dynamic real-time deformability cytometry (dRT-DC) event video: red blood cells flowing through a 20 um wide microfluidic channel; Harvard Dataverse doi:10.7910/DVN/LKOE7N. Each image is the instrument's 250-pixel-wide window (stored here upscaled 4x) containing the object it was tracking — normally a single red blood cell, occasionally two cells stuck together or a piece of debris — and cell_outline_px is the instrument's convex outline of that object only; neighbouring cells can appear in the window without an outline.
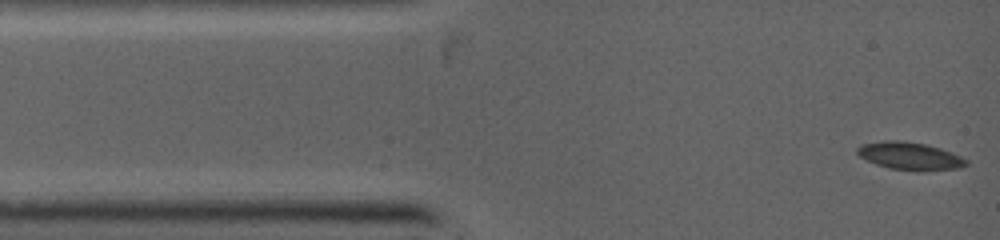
{"species": "common noctule bat (a hibernating species)", "species_latin": "Nyctalus noctula", "temperature_condition": "warm", "stored_images_in_passage": 34, "camera_frame_rate_fps": 5000, "um_per_image_px": 0.085, "animal": {"sex": "female", "body_mass_g": 19.0, "forearm_length_mm": 53.3}, "frame": {"image": 1, "passage_image": 1, "time_ms": 0.0, "image_size_px": [1000, 240], "cell_outline_px": [[968, 164], [956, 168], [888, 168], [876, 164], [860, 156], [856, 152], [856, 148], [864, 144], [888, 140], [896, 140], [924, 144], [940, 148], [952, 152], [968, 160]], "centroid_in_image_um": [77.3, 13.21], "position_along_channel_um": 7.7, "area_um2": 16.47}}
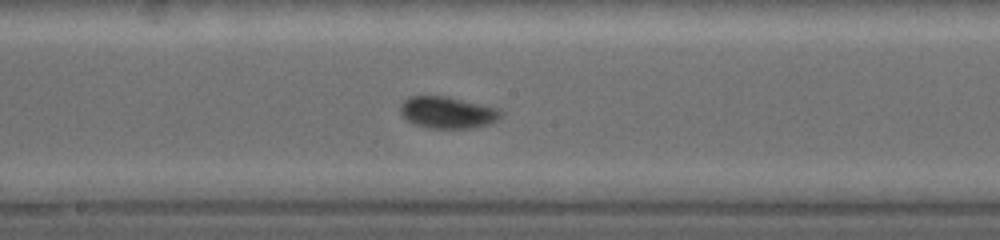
{"frame": {"image": 2, "passage_image": 15, "time_ms": 5.6, "image_size_px": [1000, 240], "cell_outline_px": [[500, 116], [484, 124], [464, 128], [436, 128], [416, 124], [408, 120], [400, 112], [400, 104], [408, 96], [448, 96], [500, 108]], "centroid_in_image_um": [37.98, 9.52], "position_along_channel_um": 210.2, "area_um2": 18.09}}
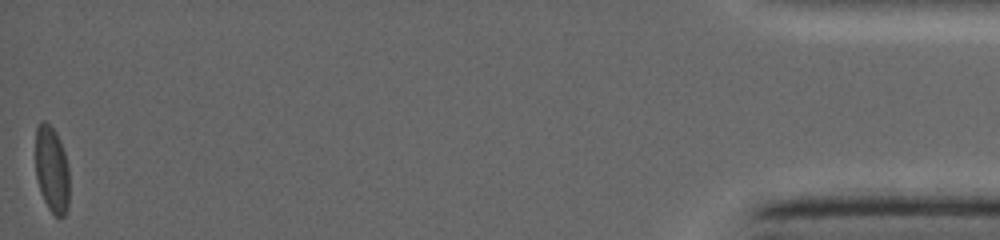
{"frame": {"image": 3, "passage_image": 34, "time_ms": 13.2, "image_size_px": [1000, 240], "cell_outline_px": [[68, 208], [64, 216], [56, 216], [48, 208], [40, 192], [36, 176], [36, 128], [40, 120], [44, 120], [56, 132], [60, 140], [68, 164]], "centroid_in_image_um": [4.4, 14.39], "position_along_channel_um": 430.8, "area_um2": 17.05}}